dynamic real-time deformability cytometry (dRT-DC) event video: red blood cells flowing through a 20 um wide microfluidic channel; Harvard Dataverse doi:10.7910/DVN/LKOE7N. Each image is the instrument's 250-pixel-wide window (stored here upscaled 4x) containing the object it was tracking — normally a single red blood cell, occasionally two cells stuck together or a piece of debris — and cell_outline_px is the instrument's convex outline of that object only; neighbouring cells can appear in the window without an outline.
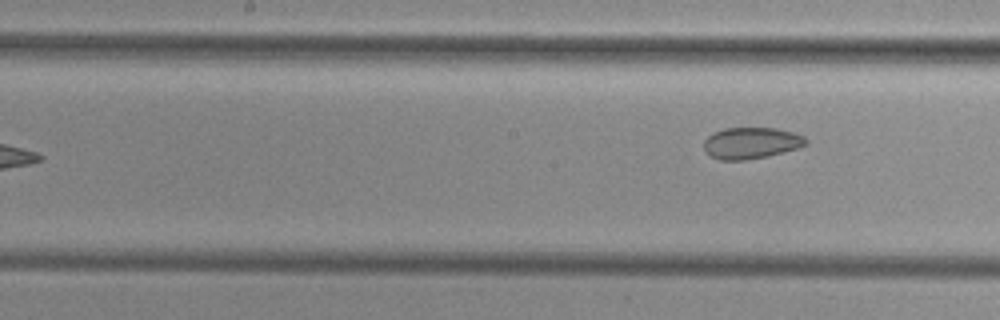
{"species": "common noctule bat (a hibernating species)", "species_latin": "Nyctalus noctula", "temperature_condition": "cold", "stored_images_in_passage": 8, "camera_frame_rate_fps": 3000, "um_per_image_px": 0.085, "animal": {"sex": "female", "body_mass_g": 29.2, "forearm_length_mm": 56.3}, "frame": {"image": 1, "passage_image": 8, "time_ms": 9.333, "image_size_px": [1000, 320], "cell_outline_px": [[808, 144], [796, 148], [768, 156], [744, 160], [720, 160], [712, 156], [704, 148], [704, 140], [708, 136], [724, 128], [776, 128], [792, 132], [804, 136], [808, 140]], "centroid_in_image_um": [63.87, 12.15], "position_along_channel_um": 184.3, "area_um2": 18.5}}